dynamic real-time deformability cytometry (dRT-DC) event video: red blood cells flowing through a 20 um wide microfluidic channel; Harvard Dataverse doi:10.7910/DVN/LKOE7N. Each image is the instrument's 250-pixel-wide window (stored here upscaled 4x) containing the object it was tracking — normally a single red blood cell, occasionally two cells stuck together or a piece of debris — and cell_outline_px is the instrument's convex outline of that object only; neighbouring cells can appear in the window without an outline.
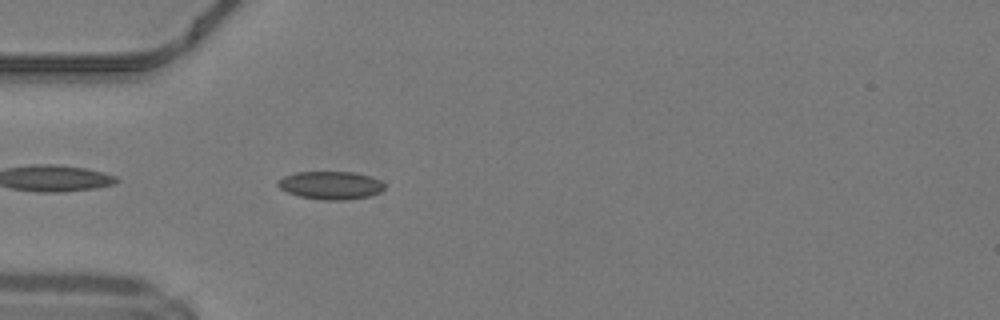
{"species": "common noctule bat (a hibernating species)", "species_latin": "Nyctalus noctula", "temperature_condition": "warm", "stored_images_in_passage": 36, "camera_frame_rate_fps": 3000, "um_per_image_px": 0.085, "animal": {"sex": "male", "body_mass_g": 19.2, "forearm_length_mm": 51.8}, "frame": {"image": 1, "passage_image": 2, "time_ms": 0.333, "image_size_px": [1000, 320], "cell_outline_px": [[384, 188], [380, 192], [368, 196], [344, 200], [324, 200], [300, 196], [288, 192], [280, 188], [276, 184], [276, 180], [284, 176], [296, 172], [356, 172], [372, 176], [380, 180], [384, 184]], "centroid_in_image_um": [28.1, 15.73], "position_along_channel_um": 56.9, "area_um2": 17.46}}
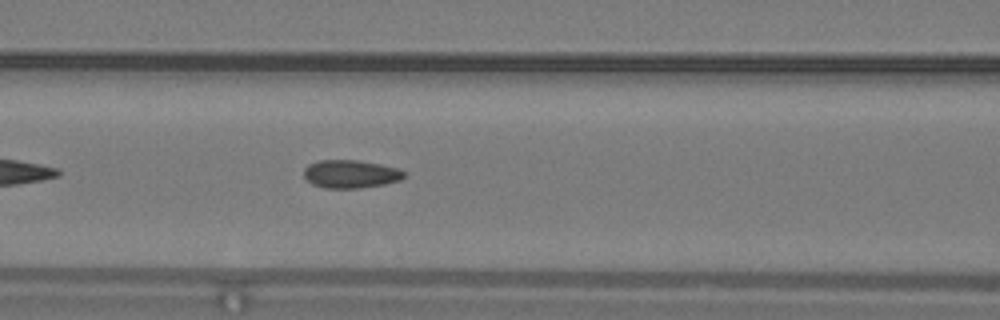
{"frame": {"image": 2, "passage_image": 8, "time_ms": 2.333, "image_size_px": [1000, 320], "cell_outline_px": [[404, 176], [400, 180], [384, 184], [360, 188], [324, 188], [312, 184], [304, 176], [304, 168], [308, 164], [316, 160], [356, 160], [380, 164], [396, 168], [404, 172]], "centroid_in_image_um": [29.76, 14.79], "position_along_channel_um": 136.8, "area_um2": 16.36}}
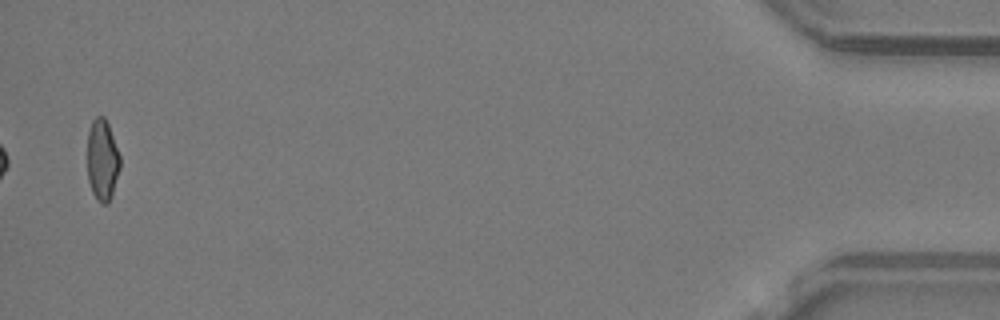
{"frame": {"image": 3, "passage_image": 35, "time_ms": 11.333, "image_size_px": [1000, 320], "cell_outline_px": [[120, 168], [112, 196], [108, 204], [100, 204], [96, 200], [92, 192], [88, 180], [88, 132], [92, 120], [96, 116], [104, 116], [108, 124], [120, 156]], "centroid_in_image_um": [8.7, 13.64], "position_along_channel_um": 426.5, "area_um2": 15.61}, "authors_computed_cell_mechanics": {"area_um2": 16.3285, "velocity_mm_per_s": 4.2293, "shape_relaxation_time_tau1_ms": null, "shape_relaxation_time_tau2_ms": 1.7185, "deformation_change_tau1": null, "deformation_change_tau2": 0.0778}}